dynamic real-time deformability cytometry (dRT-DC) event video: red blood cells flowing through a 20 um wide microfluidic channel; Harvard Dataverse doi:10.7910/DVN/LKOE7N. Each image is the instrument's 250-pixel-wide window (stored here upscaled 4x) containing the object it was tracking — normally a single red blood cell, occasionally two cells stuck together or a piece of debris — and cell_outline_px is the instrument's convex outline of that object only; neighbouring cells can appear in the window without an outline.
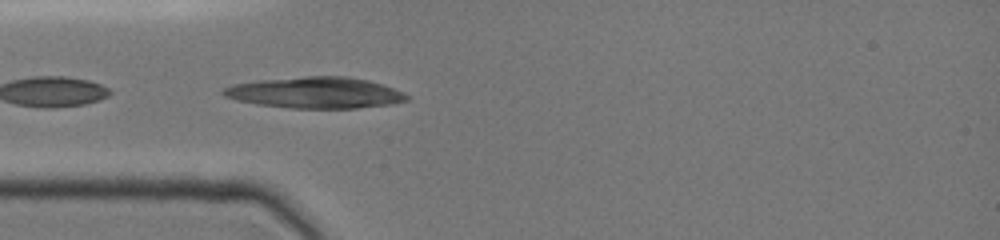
{"species": "common noctule bat (a hibernating species)", "species_latin": "Nyctalus noctula", "temperature_condition": "cold", "stored_images_in_passage": 55, "camera_frame_rate_fps": 3000, "um_per_image_px": 0.085, "animal": {"sex": "female", "body_mass_g": 19.0, "forearm_length_mm": 51.5}, "frame": {"image": 1, "passage_image": 22, "time_ms": 4.0, "image_size_px": [1000, 240], "cell_outline_px": [[408, 100], [388, 104], [356, 108], [292, 108], [260, 104], [236, 100], [224, 96], [220, 92], [224, 88], [236, 84], [256, 80], [304, 76], [348, 76], [368, 80], [404, 92], [408, 96]], "centroid_in_image_um": [26.79, 7.87], "position_along_channel_um": 58.2, "area_um2": 33.12}}
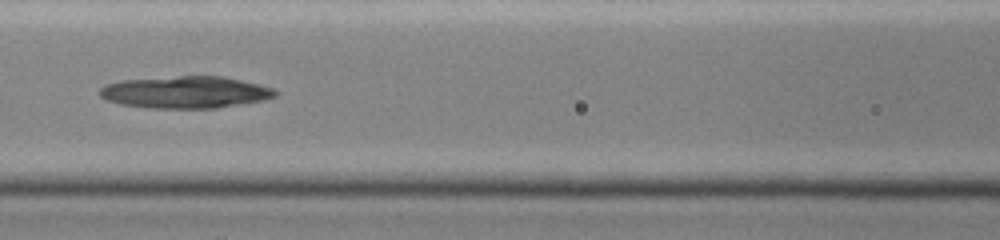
{"frame": {"image": 2, "passage_image": 33, "time_ms": 6.333, "image_size_px": [1000, 240], "cell_outline_px": [[280, 92], [276, 96], [264, 100], [212, 108], [152, 108], [120, 104], [108, 100], [100, 96], [100, 88], [108, 84], [120, 80], [180, 76], [224, 76], [272, 88]], "centroid_in_image_um": [15.76, 7.83], "position_along_channel_um": 150.8, "area_um2": 32.43}}